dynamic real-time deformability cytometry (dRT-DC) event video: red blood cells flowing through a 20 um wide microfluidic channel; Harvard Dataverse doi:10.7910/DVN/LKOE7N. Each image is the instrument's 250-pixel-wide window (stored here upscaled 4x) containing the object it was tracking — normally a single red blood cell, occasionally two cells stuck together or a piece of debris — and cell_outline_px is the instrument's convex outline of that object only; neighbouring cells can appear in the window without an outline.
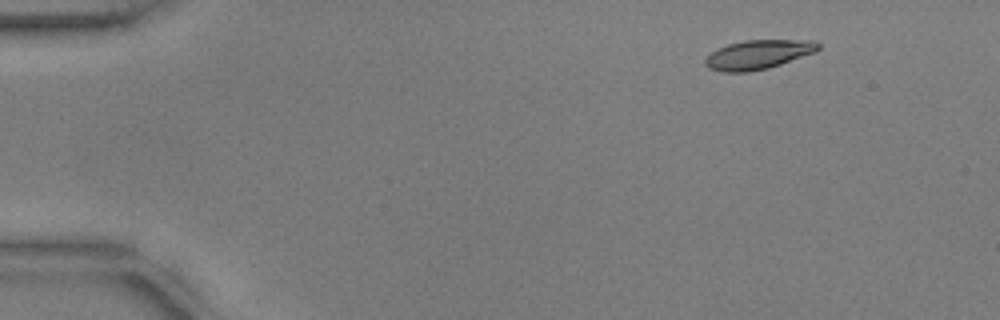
{"species": "common noctule bat (a hibernating species)", "species_latin": "Nyctalus noctula", "temperature_condition": "warm", "stored_images_in_passage": 28, "camera_frame_rate_fps": 3000, "um_per_image_px": 0.085, "animal": {"sex": "male", "body_mass_g": 17.9, "forearm_length_mm": 54.2}, "frame": {"image": 1, "passage_image": 1, "time_ms": 0.0, "image_size_px": [1000, 320], "cell_outline_px": [[820, 48], [816, 52], [768, 68], [748, 72], [720, 72], [708, 68], [704, 64], [704, 60], [716, 48], [728, 44], [744, 40], [812, 40], [820, 44]], "centroid_in_image_um": [64.42, 4.64], "position_along_channel_um": 20.6, "area_um2": 19.31}}
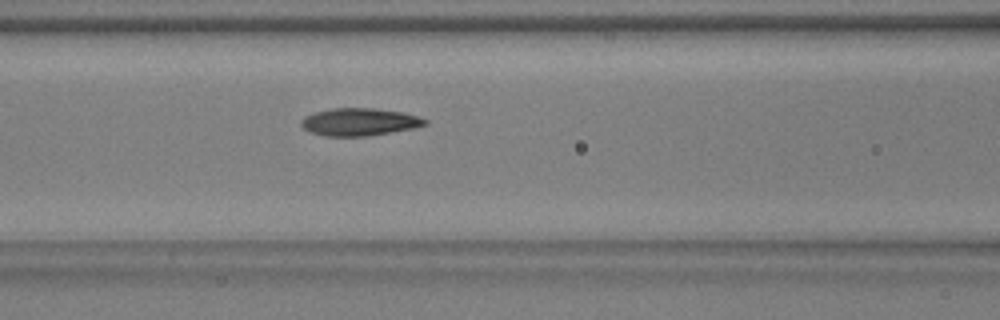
{"frame": {"image": 2, "passage_image": 18, "time_ms": 5.667, "image_size_px": [1000, 320], "cell_outline_px": [[428, 124], [412, 128], [392, 132], [368, 136], [324, 136], [308, 132], [300, 124], [300, 120], [304, 116], [312, 112], [332, 108], [372, 108], [404, 112], [428, 120]], "centroid_in_image_um": [30.5, 10.36], "position_along_channel_um": 136.1, "area_um2": 20.06}}
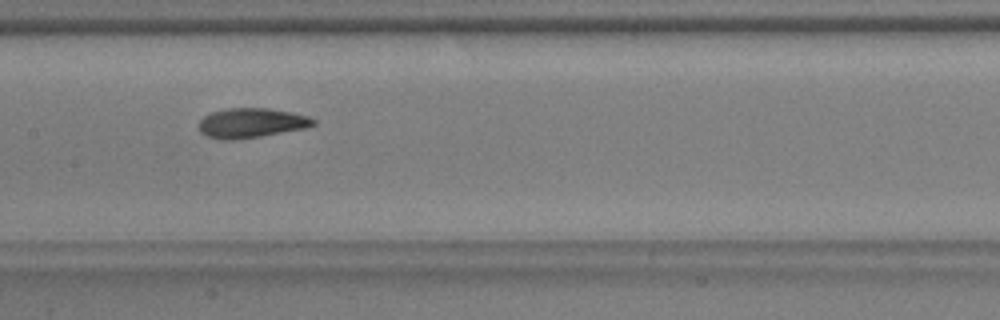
{"frame": {"image": 3, "passage_image": 22, "time_ms": 7.0, "image_size_px": [1000, 320], "cell_outline_px": [[316, 124], [308, 128], [236, 140], [224, 140], [204, 136], [200, 132], [196, 124], [204, 116], [212, 112], [228, 108], [268, 108], [292, 112], [308, 116], [316, 120]], "centroid_in_image_um": [21.34, 10.46], "position_along_channel_um": 186.1, "area_um2": 20.11}}